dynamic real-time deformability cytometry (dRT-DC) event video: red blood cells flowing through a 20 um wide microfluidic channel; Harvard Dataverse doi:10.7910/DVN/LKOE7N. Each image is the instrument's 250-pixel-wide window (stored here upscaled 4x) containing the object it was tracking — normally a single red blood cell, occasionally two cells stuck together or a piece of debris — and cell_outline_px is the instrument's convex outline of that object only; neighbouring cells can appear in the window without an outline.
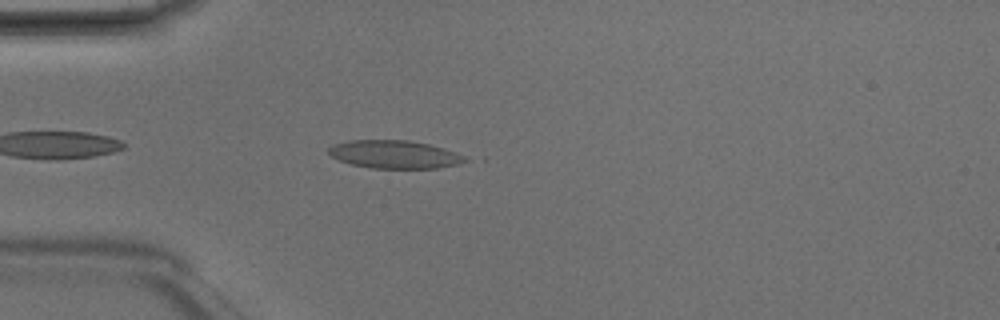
{"species": "Egyptian fruit bat (a non-hibernating species)", "species_latin": "Rousettus aegyptiacus", "temperature_condition": "room temperature", "stored_images_in_passage": 4, "camera_frame_rate_fps": 3000, "um_per_image_px": 0.085, "animal": {"sex": "male"}, "frame": {"image": 1, "passage_image": 4, "time_ms": 1.0, "image_size_px": [1000, 320], "cell_outline_px": [[468, 160], [460, 164], [436, 168], [372, 168], [352, 164], [340, 160], [332, 156], [328, 152], [328, 148], [336, 144], [348, 140], [408, 140], [428, 144], [444, 148], [464, 156]], "centroid_in_image_um": [33.54, 13.12], "position_along_channel_um": 51.5, "area_um2": 22.08}}